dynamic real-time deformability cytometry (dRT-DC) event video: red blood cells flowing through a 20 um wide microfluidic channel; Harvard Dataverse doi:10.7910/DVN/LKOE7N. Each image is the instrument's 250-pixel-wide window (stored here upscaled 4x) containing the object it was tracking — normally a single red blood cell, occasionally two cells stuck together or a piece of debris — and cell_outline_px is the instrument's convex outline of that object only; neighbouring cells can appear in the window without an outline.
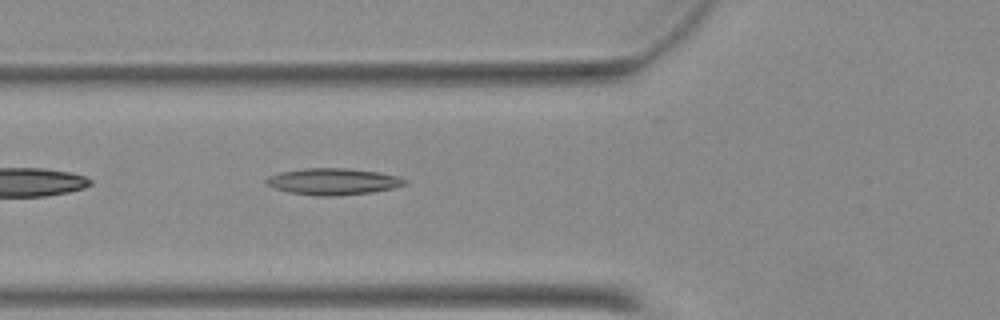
{"species": "Egyptian fruit bat (a non-hibernating species)", "species_latin": "Rousettus aegyptiacus", "temperature_condition": "warm", "stored_images_in_passage": 33, "camera_frame_rate_fps": 3000, "um_per_image_px": 0.085, "animal": {"sex": "female"}, "frame": {"image": 1, "passage_image": 4, "time_ms": 1.0, "image_size_px": [1000, 320], "cell_outline_px": [[408, 184], [392, 188], [372, 192], [336, 196], [316, 196], [288, 192], [272, 188], [264, 180], [268, 176], [280, 172], [304, 168], [344, 168], [376, 172], [396, 176], [408, 180]], "centroid_in_image_um": [28.28, 15.44], "position_along_channel_um": 97.5, "area_um2": 21.44}}
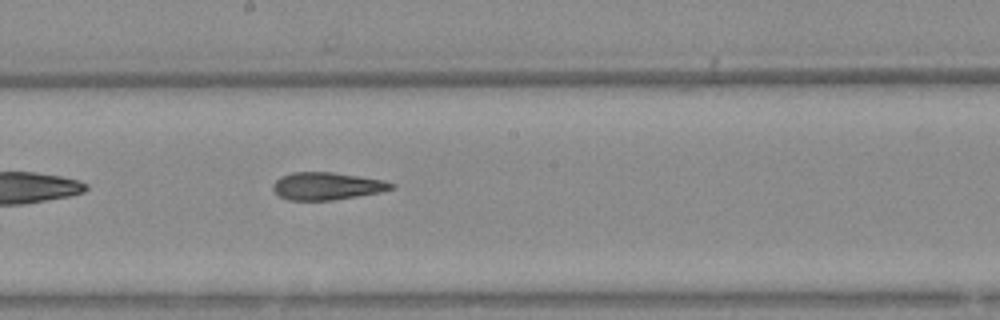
{"frame": {"image": 2, "passage_image": 13, "time_ms": 4.0, "image_size_px": [1000, 320], "cell_outline_px": [[396, 188], [380, 192], [332, 200], [288, 200], [280, 196], [272, 188], [276, 180], [292, 172], [332, 172], [384, 180], [396, 184]], "centroid_in_image_um": [27.83, 15.81], "position_along_channel_um": 220.4, "area_um2": 18.79}}
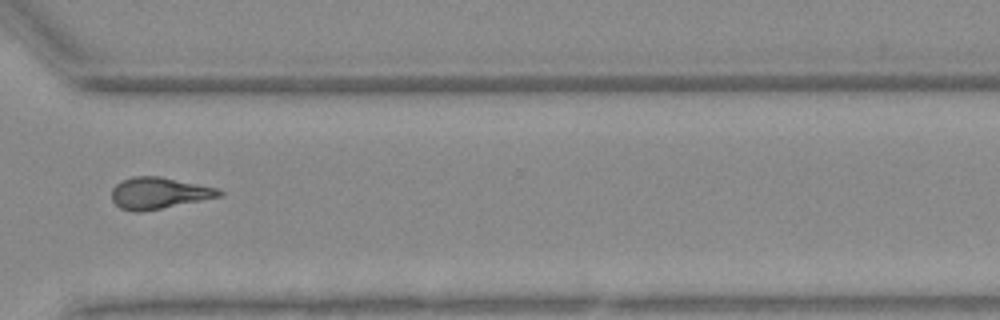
{"frame": {"image": 3, "passage_image": 23, "time_ms": 7.333, "image_size_px": [1000, 320], "cell_outline_px": [[224, 196], [144, 212], [132, 212], [120, 208], [112, 200], [112, 188], [116, 184], [132, 176], [160, 176], [216, 188], [224, 192]], "centroid_in_image_um": [13.51, 16.43], "position_along_channel_um": 357.1, "area_um2": 19.88}}